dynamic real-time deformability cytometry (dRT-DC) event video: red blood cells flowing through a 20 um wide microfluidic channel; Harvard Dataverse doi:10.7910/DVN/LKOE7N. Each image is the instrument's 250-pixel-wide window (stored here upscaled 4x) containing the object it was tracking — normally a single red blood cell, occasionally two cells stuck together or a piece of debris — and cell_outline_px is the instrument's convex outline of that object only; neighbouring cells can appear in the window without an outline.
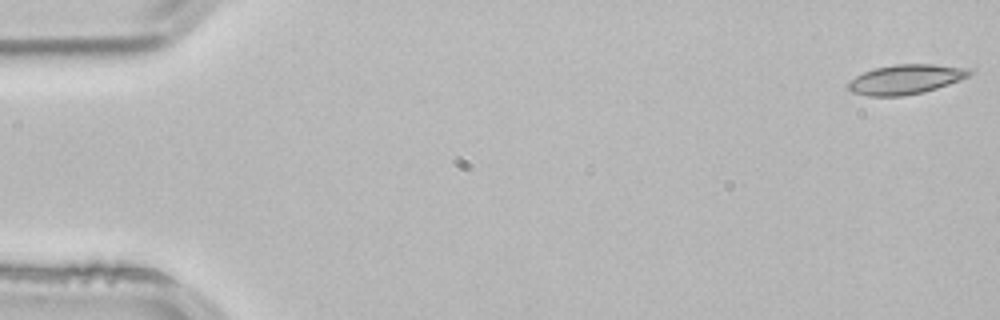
{"species": "common noctule bat (a hibernating species)", "species_latin": "Nyctalus noctula", "temperature_condition": "room temperature", "stored_images_in_passage": 53, "camera_frame_rate_fps": 3000, "um_per_image_px": 0.085, "animal": {"sex": "male", "body_mass_g": 21.5, "forearm_length_mm": 52.0}, "frame": {"image": 1, "passage_image": 1, "time_ms": 0.0, "image_size_px": [1000, 320], "cell_outline_px": [[972, 72], [968, 76], [948, 84], [924, 92], [904, 96], [868, 96], [852, 92], [848, 88], [848, 80], [864, 72], [876, 68], [896, 64], [932, 64], [968, 68]], "centroid_in_image_um": [76.95, 6.75], "position_along_channel_um": 8.1, "area_um2": 20.75}}
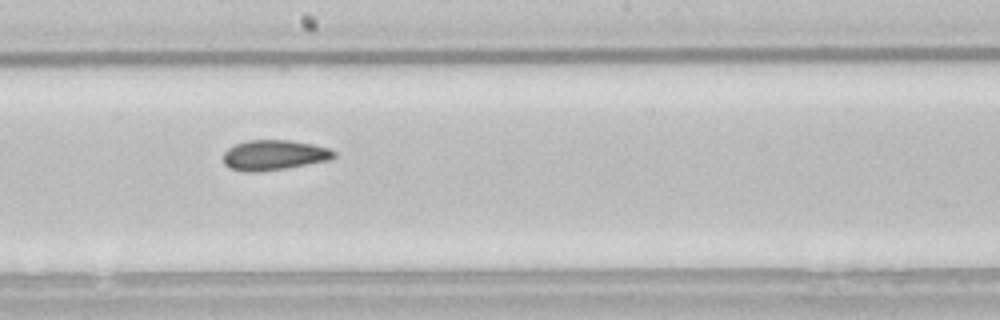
{"frame": {"image": 2, "passage_image": 29, "time_ms": 9.333, "image_size_px": [1000, 320], "cell_outline_px": [[336, 156], [328, 160], [284, 168], [256, 172], [244, 172], [228, 168], [224, 164], [224, 152], [228, 148], [236, 144], [248, 140], [292, 140], [312, 144], [328, 148], [336, 152]], "centroid_in_image_um": [23.27, 13.18], "position_along_channel_um": 224.9, "area_um2": 19.36}}
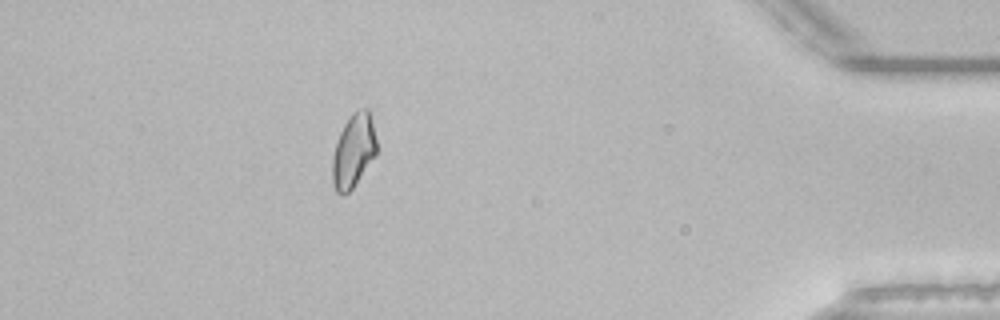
{"frame": {"image": 3, "passage_image": 47, "time_ms": 15.333, "image_size_px": [1000, 320], "cell_outline_px": [[376, 156], [352, 188], [344, 196], [340, 196], [336, 192], [332, 184], [332, 156], [340, 132], [348, 116], [352, 112], [360, 108], [368, 108], [372, 120], [376, 140]], "centroid_in_image_um": [30.03, 12.82], "position_along_channel_um": 405.2, "area_um2": 19.19}, "authors_computed_cell_mechanics": {"area_um2": 19.4208, "velocity_mm_per_s": 3.8366, "shape_relaxation_time_tau1_ms": null, "shape_relaxation_time_tau2_ms": 3.7889, "deformation_change_tau1": null, "deformation_change_tau2": 0.0845}}